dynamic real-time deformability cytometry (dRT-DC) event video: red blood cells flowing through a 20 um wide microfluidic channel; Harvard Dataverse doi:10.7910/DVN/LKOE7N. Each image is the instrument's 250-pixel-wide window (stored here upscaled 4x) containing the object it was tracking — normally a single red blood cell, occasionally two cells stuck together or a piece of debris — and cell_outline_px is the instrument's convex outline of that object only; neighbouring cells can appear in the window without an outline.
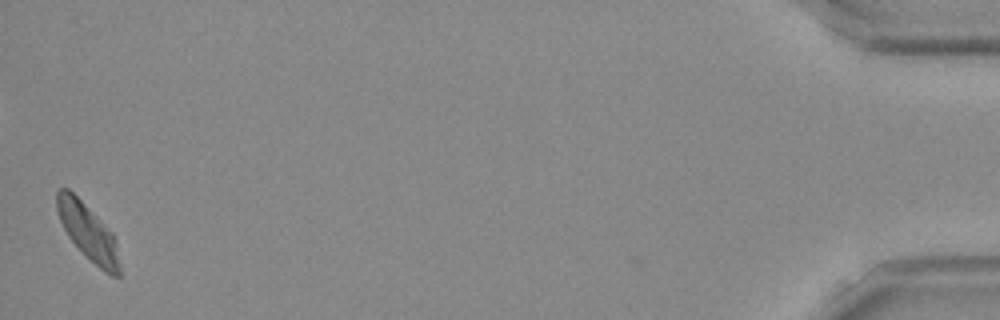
{"species": "Egyptian fruit bat (a non-hibernating species)", "species_latin": "Rousettus aegyptiacus", "temperature_condition": "room temperature", "stored_images_in_passage": 44, "camera_frame_rate_fps": 3000, "um_per_image_px": 0.085, "frame": {"image": 1, "passage_image": 44, "time_ms": 14.333, "image_size_px": [1000, 320], "cell_outline_px": [[120, 276], [112, 276], [104, 272], [68, 236], [60, 220], [56, 208], [56, 192], [60, 188], [68, 188], [112, 232], [116, 240], [120, 264]], "centroid_in_image_um": [7.49, 19.72], "position_along_channel_um": 427.7, "area_um2": 20.0}, "authors_computed_cell_mechanics": {"area_um2": 21.4149, "velocity_mm_per_s": 3.7985, "shape_relaxation_time_tau1_ms": 8.4148, "shape_relaxation_time_tau2_ms": 3.4263, "deformation_change_tau1": 0.189, "deformation_change_tau2": 0.0894}}